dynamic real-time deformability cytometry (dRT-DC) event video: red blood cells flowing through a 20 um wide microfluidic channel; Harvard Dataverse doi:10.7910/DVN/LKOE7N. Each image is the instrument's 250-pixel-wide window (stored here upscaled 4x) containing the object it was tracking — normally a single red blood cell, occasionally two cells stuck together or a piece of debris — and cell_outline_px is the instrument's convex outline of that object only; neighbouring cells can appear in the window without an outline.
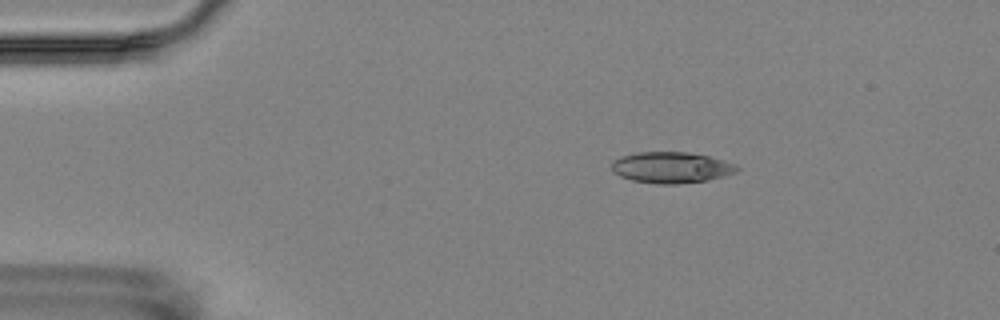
{"species": "Egyptian fruit bat (a non-hibernating species)", "species_latin": "Rousettus aegyptiacus", "temperature_condition": "room temperature", "stored_images_in_passage": 3, "camera_frame_rate_fps": 3000, "um_per_image_px": 0.085, "animal": {"sex": "female"}, "frame": {"image": 1, "passage_image": 1, "time_ms": 0.0, "image_size_px": [1000, 320], "cell_outline_px": [[740, 168], [736, 172], [708, 180], [676, 184], [656, 184], [632, 180], [620, 176], [612, 172], [612, 164], [620, 156], [636, 152], [688, 152], [708, 156], [736, 164]], "centroid_in_image_um": [57.05, 14.24], "position_along_channel_um": 28.0, "area_um2": 22.66}}